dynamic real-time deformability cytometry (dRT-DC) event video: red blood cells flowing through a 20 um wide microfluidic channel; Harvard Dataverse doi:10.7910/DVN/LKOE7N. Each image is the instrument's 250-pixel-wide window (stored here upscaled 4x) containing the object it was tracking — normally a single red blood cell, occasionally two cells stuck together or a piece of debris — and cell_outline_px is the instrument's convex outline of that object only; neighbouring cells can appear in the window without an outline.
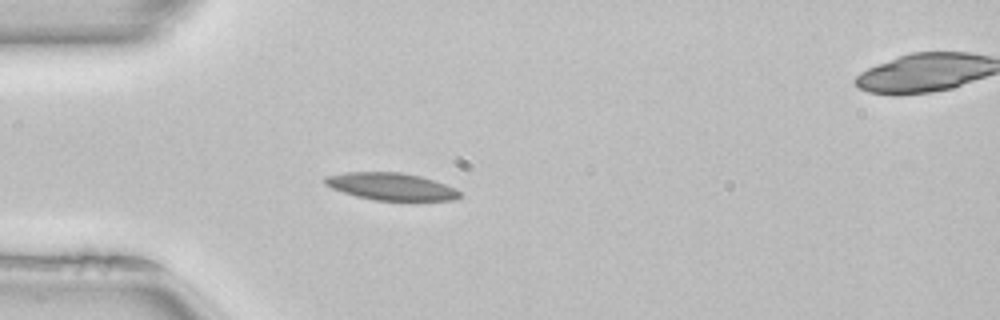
{"species": "common noctule bat (a hibernating species)", "species_latin": "Nyctalus noctula", "temperature_condition": "room temperature", "stored_images_in_passage": 44, "camera_frame_rate_fps": 3000, "um_per_image_px": 0.085, "animal": {"sex": "female", "body_mass_g": 22.7, "forearm_length_mm": 54.2}, "frame": {"image": 1, "passage_image": 7, "time_ms": 2.0, "image_size_px": [1000, 320], "cell_outline_px": [[460, 196], [456, 200], [416, 204], [376, 200], [356, 196], [332, 188], [324, 184], [324, 176], [348, 172], [400, 172], [420, 176], [456, 188], [460, 192]], "centroid_in_image_um": [33.34, 15.91], "position_along_channel_um": 51.7, "area_um2": 22.37}, "authors_computed_cell_mechanics": {"area_um2": 20.6346, "velocity_mm_per_s": 4.0097, "shape_relaxation_time_tau1_ms": null, "shape_relaxation_time_tau2_ms": 5.0319, "deformation_change_tau1": null, "deformation_change_tau2": 0.1056}}